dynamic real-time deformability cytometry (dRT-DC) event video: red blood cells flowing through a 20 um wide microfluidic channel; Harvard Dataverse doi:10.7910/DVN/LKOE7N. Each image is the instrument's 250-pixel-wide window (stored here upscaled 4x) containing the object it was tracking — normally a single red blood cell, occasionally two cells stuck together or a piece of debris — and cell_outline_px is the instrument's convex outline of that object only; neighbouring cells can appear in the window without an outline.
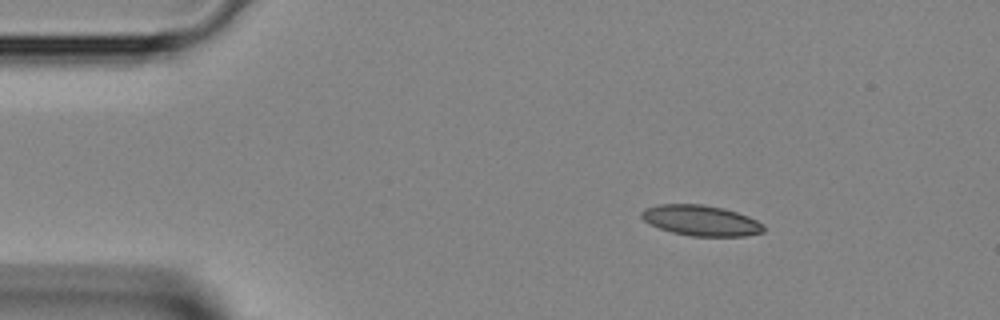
{"species": "Egyptian fruit bat (a non-hibernating species)", "species_latin": "Rousettus aegyptiacus", "temperature_condition": "room temperature", "stored_images_in_passage": 38, "camera_frame_rate_fps": 3000, "um_per_image_px": 0.085, "animal": {"sex": "female"}, "frame": {"image": 1, "passage_image": 1, "time_ms": 0.0, "image_size_px": [1000, 320], "cell_outline_px": [[764, 232], [744, 236], [692, 236], [672, 232], [648, 224], [640, 216], [640, 212], [644, 208], [660, 204], [704, 204], [724, 208], [748, 216], [764, 224]], "centroid_in_image_um": [59.56, 18.73], "position_along_channel_um": 25.4, "area_um2": 21.85}}
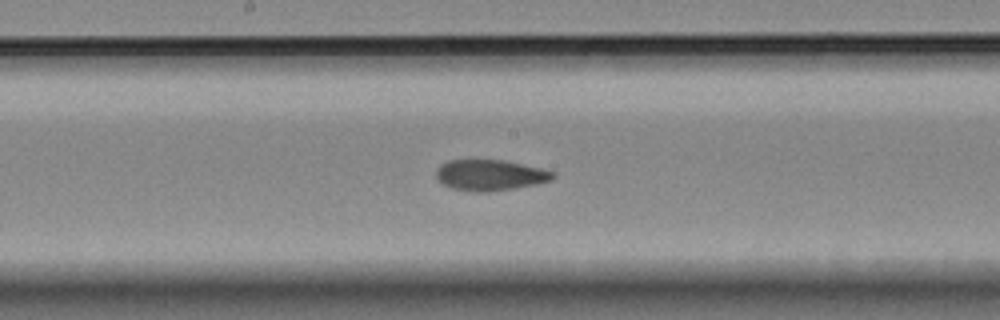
{"frame": {"image": 2, "passage_image": 17, "time_ms": 5.333, "image_size_px": [1000, 320], "cell_outline_px": [[556, 176], [552, 180], [540, 184], [516, 188], [488, 192], [472, 192], [452, 188], [444, 184], [436, 176], [436, 168], [440, 164], [448, 160], [504, 160], [540, 168], [556, 172]], "centroid_in_image_um": [41.69, 14.89], "position_along_channel_um": 206.5, "area_um2": 21.21}}
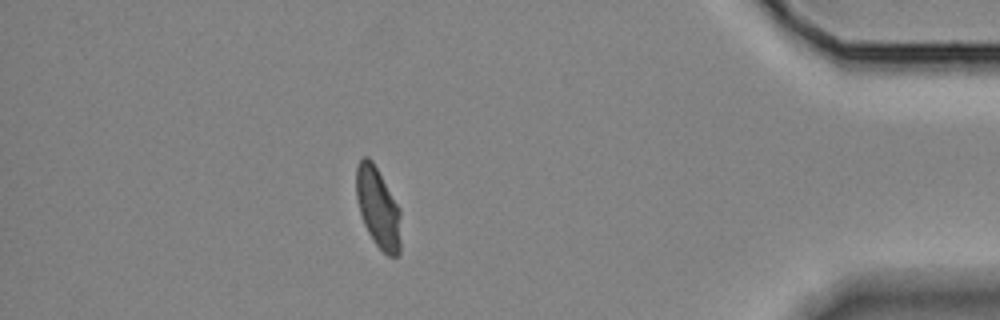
{"frame": {"image": 3, "passage_image": 33, "time_ms": 10.667, "image_size_px": [1000, 320], "cell_outline_px": [[400, 252], [396, 256], [388, 256], [376, 244], [368, 232], [364, 224], [360, 212], [356, 196], [356, 164], [364, 156], [368, 156], [372, 160], [400, 208]], "centroid_in_image_um": [32.13, 17.63], "position_along_channel_um": 403.1, "area_um2": 20.81}}